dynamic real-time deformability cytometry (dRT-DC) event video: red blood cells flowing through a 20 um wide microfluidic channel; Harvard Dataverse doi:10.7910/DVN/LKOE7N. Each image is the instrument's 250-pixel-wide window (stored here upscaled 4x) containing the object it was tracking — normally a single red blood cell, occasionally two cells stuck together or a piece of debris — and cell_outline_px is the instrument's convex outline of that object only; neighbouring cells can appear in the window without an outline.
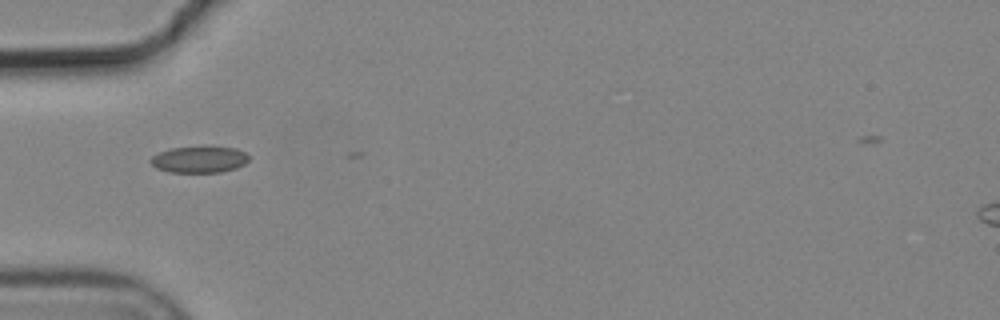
{"species": "common noctule bat (a hibernating species)", "species_latin": "Nyctalus noctula", "temperature_condition": "cold", "stored_images_in_passage": 2, "camera_frame_rate_fps": 3000, "um_per_image_px": 0.085, "animal": {"sex": "male", "body_mass_g": 19.2, "forearm_length_mm": 51.8}, "frame": {"image": 1, "passage_image": 1, "time_ms": 0.0, "image_size_px": [1000, 320], "cell_outline_px": [[248, 160], [244, 164], [236, 168], [220, 172], [168, 172], [156, 168], [148, 160], [152, 156], [160, 152], [172, 148], [204, 144], [236, 148], [244, 152], [248, 156]], "centroid_in_image_um": [16.93, 13.52], "position_along_channel_um": 68.1, "area_um2": 15.66}}
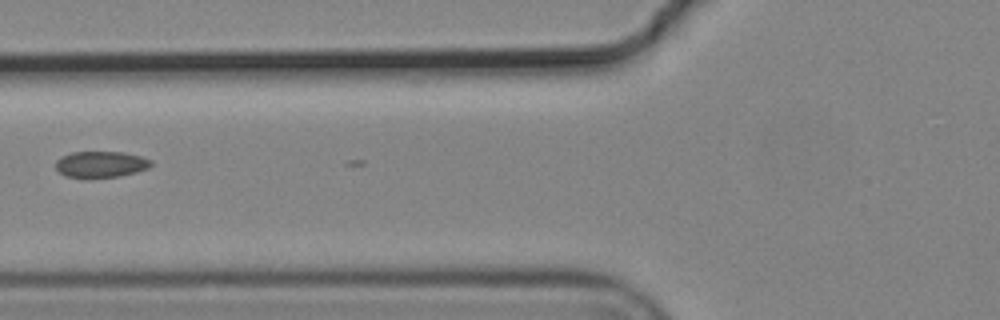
{"frame": {"image": 2, "passage_image": 2, "time_ms": 0.333, "image_size_px": [1000, 320], "cell_outline_px": [[152, 164], [148, 168], [136, 172], [120, 176], [92, 180], [84, 180], [64, 176], [56, 168], [56, 160], [72, 152], [124, 152], [140, 156], [152, 160]], "centroid_in_image_um": [8.55, 14.01], "position_along_channel_um": 117.2, "area_um2": 15.09}}